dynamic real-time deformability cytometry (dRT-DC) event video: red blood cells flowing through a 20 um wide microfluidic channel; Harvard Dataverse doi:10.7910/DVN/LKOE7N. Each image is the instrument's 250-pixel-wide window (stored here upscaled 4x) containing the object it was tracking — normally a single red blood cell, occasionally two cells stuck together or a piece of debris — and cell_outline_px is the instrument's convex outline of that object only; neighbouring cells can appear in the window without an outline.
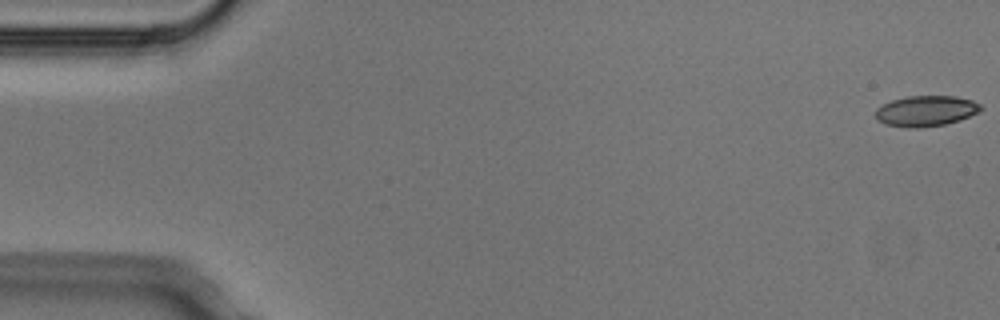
{"species": "Egyptian fruit bat (a non-hibernating species)", "species_latin": "Rousettus aegyptiacus", "temperature_condition": "cold", "stored_images_in_passage": 5, "camera_frame_rate_fps": 3000, "um_per_image_px": 0.085, "animal": {"sex": "male"}, "frame": {"image": 1, "passage_image": 1, "time_ms": 0.0, "image_size_px": [1000, 320], "cell_outline_px": [[984, 108], [960, 120], [944, 124], [920, 128], [908, 128], [884, 124], [876, 120], [876, 108], [892, 100], [908, 96], [956, 96], [972, 100], [980, 104]], "centroid_in_image_um": [78.68, 9.43], "position_along_channel_um": 6.3, "area_um2": 18.79}}
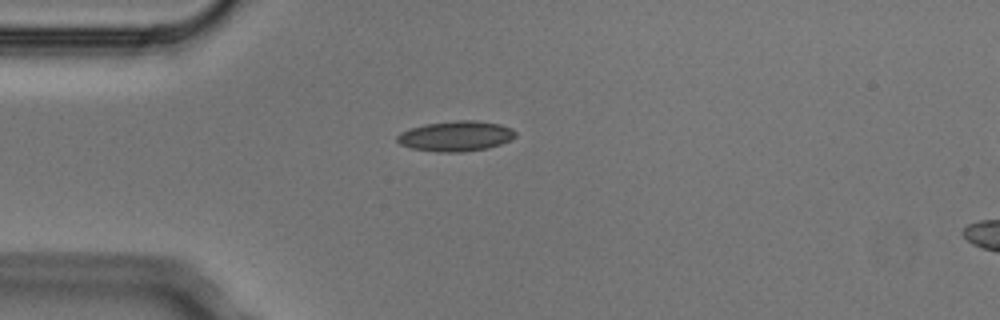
{"frame": {"image": 2, "passage_image": 5, "time_ms": 1.333, "image_size_px": [1000, 320], "cell_outline_px": [[516, 136], [500, 144], [488, 148], [464, 152], [436, 152], [412, 148], [400, 144], [396, 140], [396, 136], [400, 132], [424, 124], [456, 120], [476, 120], [500, 124], [512, 128], [516, 132]], "centroid_in_image_um": [38.74, 11.57], "position_along_channel_um": 46.3, "area_um2": 20.92}}